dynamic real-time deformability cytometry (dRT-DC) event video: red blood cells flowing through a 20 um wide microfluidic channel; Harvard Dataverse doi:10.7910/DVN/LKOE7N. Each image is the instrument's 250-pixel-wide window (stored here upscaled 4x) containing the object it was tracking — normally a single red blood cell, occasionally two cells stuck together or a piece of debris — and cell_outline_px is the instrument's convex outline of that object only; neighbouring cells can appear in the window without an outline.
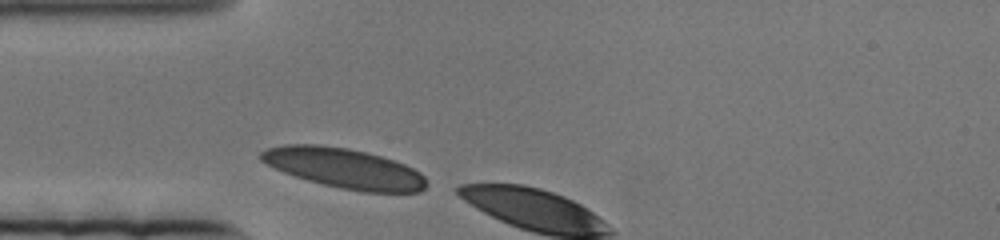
{"species": "human", "species_latin": "Homo sapiens", "temperature_condition": "cold", "stored_images_in_passage": 5, "camera_frame_rate_fps": 3000, "um_per_image_px": 0.085, "donor": {"sex": "female"}, "frame": {"image": 1, "passage_image": 1, "time_ms": 0.0, "image_size_px": [1000, 240], "cell_outline_px": [[428, 184], [420, 192], [364, 192], [340, 188], [308, 180], [284, 172], [260, 160], [260, 152], [268, 148], [284, 144], [316, 144], [348, 148], [380, 156], [404, 164], [420, 172], [424, 176]], "centroid_in_image_um": [29.27, 14.3], "position_along_channel_um": 55.7, "area_um2": 38.21}}